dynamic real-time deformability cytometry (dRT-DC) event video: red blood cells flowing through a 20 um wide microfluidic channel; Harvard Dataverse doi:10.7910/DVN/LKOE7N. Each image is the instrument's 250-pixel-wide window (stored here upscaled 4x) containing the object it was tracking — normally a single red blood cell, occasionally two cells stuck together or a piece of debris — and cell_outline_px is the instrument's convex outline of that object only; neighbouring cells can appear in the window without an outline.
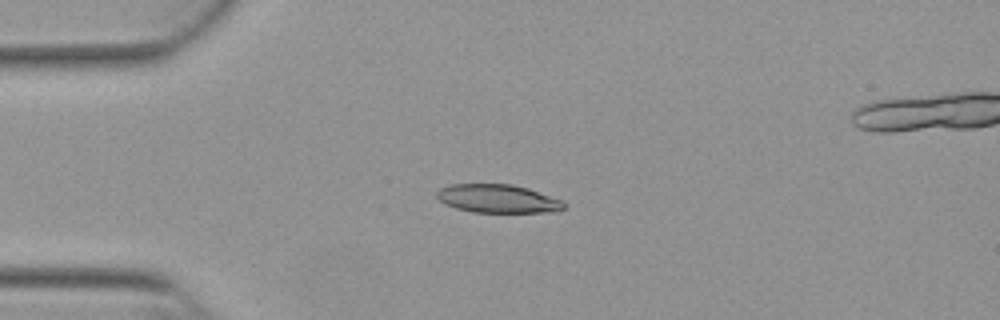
{"species": "Egyptian fruit bat (a non-hibernating species)", "species_latin": "Rousettus aegyptiacus", "temperature_condition": "warm", "stored_images_in_passage": 41, "camera_frame_rate_fps": 3000, "um_per_image_px": 0.085, "animal": {"sex": "female"}, "frame": {"image": 1, "passage_image": 1, "time_ms": 0.0, "image_size_px": [1000, 320], "cell_outline_px": [[568, 204], [564, 208], [556, 212], [472, 212], [456, 208], [444, 204], [436, 196], [436, 192], [440, 188], [452, 184], [512, 184], [528, 188], [564, 200]], "centroid_in_image_um": [42.36, 16.89], "position_along_channel_um": 42.6, "area_um2": 21.27}}
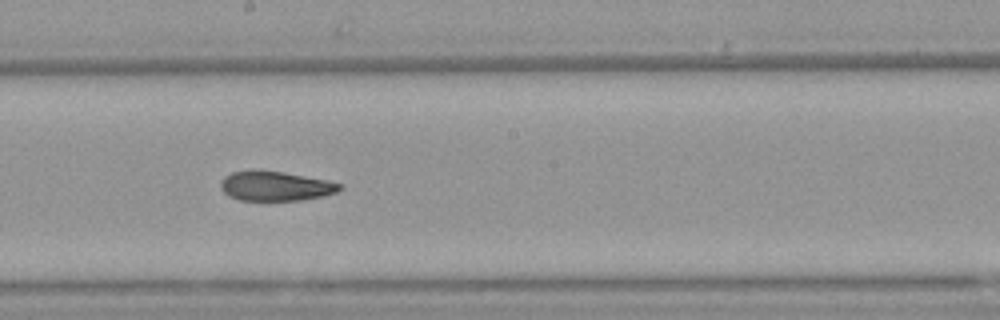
{"frame": {"image": 2, "passage_image": 17, "time_ms": 5.333, "image_size_px": [1000, 320], "cell_outline_px": [[344, 188], [336, 192], [324, 196], [300, 200], [240, 200], [228, 196], [220, 188], [220, 180], [224, 176], [232, 172], [252, 168], [256, 168], [284, 172], [328, 180], [344, 184]], "centroid_in_image_um": [23.4, 15.78], "position_along_channel_um": 224.8, "area_um2": 21.1}}
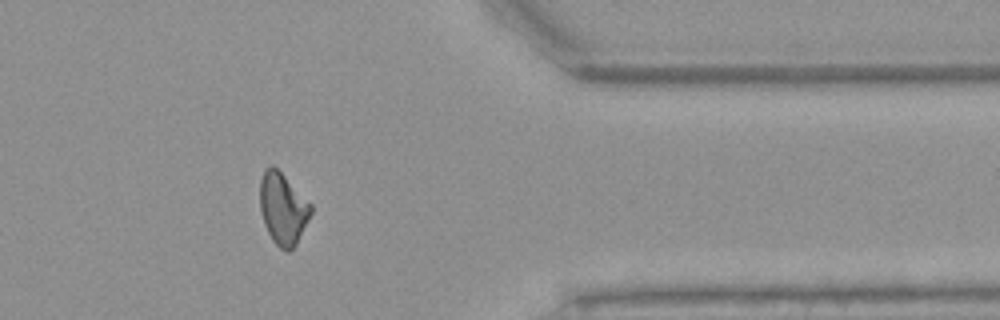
{"frame": {"image": 3, "passage_image": 31, "time_ms": 10.0, "image_size_px": [1000, 320], "cell_outline_px": [[312, 212], [296, 244], [288, 252], [280, 248], [272, 240], [264, 224], [260, 208], [260, 180], [264, 172], [272, 164], [312, 204]], "centroid_in_image_um": [24.05, 17.75], "position_along_channel_um": 387.4, "area_um2": 20.92}, "authors_computed_cell_mechanics": {"area_um2": 21.2704, "velocity_mm_per_s": 3.865, "shape_relaxation_time_tau1_ms": null, "shape_relaxation_time_tau2_ms": 4.4916, "deformation_change_tau1": null, "deformation_change_tau2": 0.1208}}